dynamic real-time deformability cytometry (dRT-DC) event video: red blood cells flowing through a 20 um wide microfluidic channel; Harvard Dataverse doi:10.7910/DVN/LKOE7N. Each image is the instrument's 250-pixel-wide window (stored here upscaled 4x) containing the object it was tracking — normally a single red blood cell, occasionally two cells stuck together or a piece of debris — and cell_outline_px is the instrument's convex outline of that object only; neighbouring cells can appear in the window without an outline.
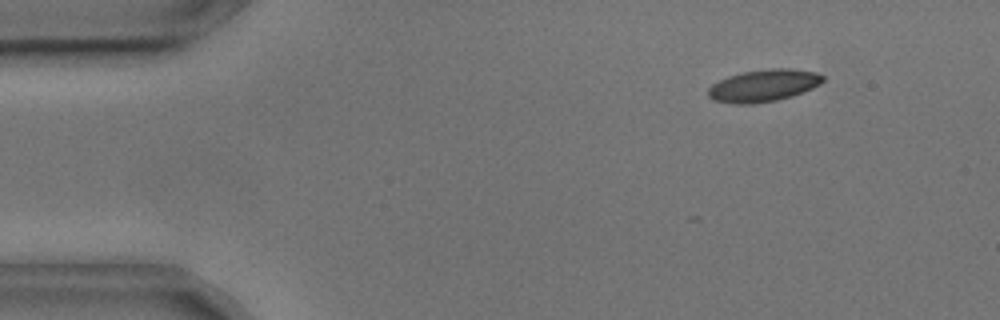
{"species": "common noctule bat (a hibernating species)", "species_latin": "Nyctalus noctula", "temperature_condition": "cold", "stored_images_in_passage": 14, "camera_frame_rate_fps": 3000, "um_per_image_px": 0.085, "animal": {"sex": "male", "body_mass_g": 17.9, "forearm_length_mm": 54.2}, "frame": {"image": 1, "passage_image": 6, "time_ms": 1.667, "image_size_px": [1000, 320], "cell_outline_px": [[824, 80], [820, 84], [812, 88], [792, 96], [776, 100], [752, 104], [736, 104], [716, 100], [708, 96], [708, 88], [712, 84], [728, 76], [744, 72], [772, 68], [792, 68], [816, 72], [824, 76]], "centroid_in_image_um": [64.92, 7.27], "position_along_channel_um": 20.1, "area_um2": 21.39}}